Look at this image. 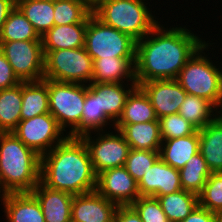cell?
<instances>
[{
  "instance_id": "obj_38",
  "label": "cell",
  "mask_w": 222,
  "mask_h": 222,
  "mask_svg": "<svg viewBox=\"0 0 222 222\" xmlns=\"http://www.w3.org/2000/svg\"><path fill=\"white\" fill-rule=\"evenodd\" d=\"M21 83L13 72L12 66L0 50V90L14 87Z\"/></svg>"
},
{
  "instance_id": "obj_9",
  "label": "cell",
  "mask_w": 222,
  "mask_h": 222,
  "mask_svg": "<svg viewBox=\"0 0 222 222\" xmlns=\"http://www.w3.org/2000/svg\"><path fill=\"white\" fill-rule=\"evenodd\" d=\"M114 131L115 133L105 130L90 132L81 136L88 148L96 174L125 165L130 146L119 130L114 129Z\"/></svg>"
},
{
  "instance_id": "obj_6",
  "label": "cell",
  "mask_w": 222,
  "mask_h": 222,
  "mask_svg": "<svg viewBox=\"0 0 222 222\" xmlns=\"http://www.w3.org/2000/svg\"><path fill=\"white\" fill-rule=\"evenodd\" d=\"M87 88L88 85L85 84L48 79L50 114L65 133L66 128H70L68 136L80 137V122Z\"/></svg>"
},
{
  "instance_id": "obj_35",
  "label": "cell",
  "mask_w": 222,
  "mask_h": 222,
  "mask_svg": "<svg viewBox=\"0 0 222 222\" xmlns=\"http://www.w3.org/2000/svg\"><path fill=\"white\" fill-rule=\"evenodd\" d=\"M159 158V151L136 150L130 148L125 169L128 173L139 182L154 162Z\"/></svg>"
},
{
  "instance_id": "obj_29",
  "label": "cell",
  "mask_w": 222,
  "mask_h": 222,
  "mask_svg": "<svg viewBox=\"0 0 222 222\" xmlns=\"http://www.w3.org/2000/svg\"><path fill=\"white\" fill-rule=\"evenodd\" d=\"M178 113L197 130L204 128L219 115L218 109L210 101L189 94L186 95Z\"/></svg>"
},
{
  "instance_id": "obj_30",
  "label": "cell",
  "mask_w": 222,
  "mask_h": 222,
  "mask_svg": "<svg viewBox=\"0 0 222 222\" xmlns=\"http://www.w3.org/2000/svg\"><path fill=\"white\" fill-rule=\"evenodd\" d=\"M113 123L104 113H99L98 90L88 84L80 122V137L90 132L104 131L107 125Z\"/></svg>"
},
{
  "instance_id": "obj_7",
  "label": "cell",
  "mask_w": 222,
  "mask_h": 222,
  "mask_svg": "<svg viewBox=\"0 0 222 222\" xmlns=\"http://www.w3.org/2000/svg\"><path fill=\"white\" fill-rule=\"evenodd\" d=\"M44 79L59 82L91 84L93 59L85 47L43 50Z\"/></svg>"
},
{
  "instance_id": "obj_24",
  "label": "cell",
  "mask_w": 222,
  "mask_h": 222,
  "mask_svg": "<svg viewBox=\"0 0 222 222\" xmlns=\"http://www.w3.org/2000/svg\"><path fill=\"white\" fill-rule=\"evenodd\" d=\"M50 113L48 79L22 82L21 120Z\"/></svg>"
},
{
  "instance_id": "obj_10",
  "label": "cell",
  "mask_w": 222,
  "mask_h": 222,
  "mask_svg": "<svg viewBox=\"0 0 222 222\" xmlns=\"http://www.w3.org/2000/svg\"><path fill=\"white\" fill-rule=\"evenodd\" d=\"M0 50L21 82L44 79L42 40L0 41Z\"/></svg>"
},
{
  "instance_id": "obj_1",
  "label": "cell",
  "mask_w": 222,
  "mask_h": 222,
  "mask_svg": "<svg viewBox=\"0 0 222 222\" xmlns=\"http://www.w3.org/2000/svg\"><path fill=\"white\" fill-rule=\"evenodd\" d=\"M158 24L136 42L135 80L176 79L192 55L206 43L186 26Z\"/></svg>"
},
{
  "instance_id": "obj_40",
  "label": "cell",
  "mask_w": 222,
  "mask_h": 222,
  "mask_svg": "<svg viewBox=\"0 0 222 222\" xmlns=\"http://www.w3.org/2000/svg\"><path fill=\"white\" fill-rule=\"evenodd\" d=\"M114 222H142L139 214L136 210L131 206H118L115 216Z\"/></svg>"
},
{
  "instance_id": "obj_31",
  "label": "cell",
  "mask_w": 222,
  "mask_h": 222,
  "mask_svg": "<svg viewBox=\"0 0 222 222\" xmlns=\"http://www.w3.org/2000/svg\"><path fill=\"white\" fill-rule=\"evenodd\" d=\"M182 189L199 195L211 175L206 161L200 152L192 156L179 170Z\"/></svg>"
},
{
  "instance_id": "obj_2",
  "label": "cell",
  "mask_w": 222,
  "mask_h": 222,
  "mask_svg": "<svg viewBox=\"0 0 222 222\" xmlns=\"http://www.w3.org/2000/svg\"><path fill=\"white\" fill-rule=\"evenodd\" d=\"M40 181L48 188L72 195L95 191L97 174L81 137L67 136L41 156Z\"/></svg>"
},
{
  "instance_id": "obj_20",
  "label": "cell",
  "mask_w": 222,
  "mask_h": 222,
  "mask_svg": "<svg viewBox=\"0 0 222 222\" xmlns=\"http://www.w3.org/2000/svg\"><path fill=\"white\" fill-rule=\"evenodd\" d=\"M2 205L7 222H45L39 201L31 192L9 193Z\"/></svg>"
},
{
  "instance_id": "obj_5",
  "label": "cell",
  "mask_w": 222,
  "mask_h": 222,
  "mask_svg": "<svg viewBox=\"0 0 222 222\" xmlns=\"http://www.w3.org/2000/svg\"><path fill=\"white\" fill-rule=\"evenodd\" d=\"M208 42L186 62L176 80L187 94L205 98L219 110L222 107V67L205 54L214 44Z\"/></svg>"
},
{
  "instance_id": "obj_28",
  "label": "cell",
  "mask_w": 222,
  "mask_h": 222,
  "mask_svg": "<svg viewBox=\"0 0 222 222\" xmlns=\"http://www.w3.org/2000/svg\"><path fill=\"white\" fill-rule=\"evenodd\" d=\"M156 198L170 222L184 220L199 205L198 195L183 189Z\"/></svg>"
},
{
  "instance_id": "obj_21",
  "label": "cell",
  "mask_w": 222,
  "mask_h": 222,
  "mask_svg": "<svg viewBox=\"0 0 222 222\" xmlns=\"http://www.w3.org/2000/svg\"><path fill=\"white\" fill-rule=\"evenodd\" d=\"M199 130L194 134L163 140L159 150V157L176 170L182 169L188 160L199 152Z\"/></svg>"
},
{
  "instance_id": "obj_12",
  "label": "cell",
  "mask_w": 222,
  "mask_h": 222,
  "mask_svg": "<svg viewBox=\"0 0 222 222\" xmlns=\"http://www.w3.org/2000/svg\"><path fill=\"white\" fill-rule=\"evenodd\" d=\"M95 190L118 206L131 205L140 197L138 182L124 166L108 169L97 174Z\"/></svg>"
},
{
  "instance_id": "obj_34",
  "label": "cell",
  "mask_w": 222,
  "mask_h": 222,
  "mask_svg": "<svg viewBox=\"0 0 222 222\" xmlns=\"http://www.w3.org/2000/svg\"><path fill=\"white\" fill-rule=\"evenodd\" d=\"M199 206L218 214L222 210V172L211 173L201 193Z\"/></svg>"
},
{
  "instance_id": "obj_13",
  "label": "cell",
  "mask_w": 222,
  "mask_h": 222,
  "mask_svg": "<svg viewBox=\"0 0 222 222\" xmlns=\"http://www.w3.org/2000/svg\"><path fill=\"white\" fill-rule=\"evenodd\" d=\"M147 95L158 119L178 113L186 98V91L176 79H157L137 83Z\"/></svg>"
},
{
  "instance_id": "obj_32",
  "label": "cell",
  "mask_w": 222,
  "mask_h": 222,
  "mask_svg": "<svg viewBox=\"0 0 222 222\" xmlns=\"http://www.w3.org/2000/svg\"><path fill=\"white\" fill-rule=\"evenodd\" d=\"M92 13L89 0H54V25L88 22Z\"/></svg>"
},
{
  "instance_id": "obj_23",
  "label": "cell",
  "mask_w": 222,
  "mask_h": 222,
  "mask_svg": "<svg viewBox=\"0 0 222 222\" xmlns=\"http://www.w3.org/2000/svg\"><path fill=\"white\" fill-rule=\"evenodd\" d=\"M87 22L54 25L42 37L43 50L74 49L85 47Z\"/></svg>"
},
{
  "instance_id": "obj_27",
  "label": "cell",
  "mask_w": 222,
  "mask_h": 222,
  "mask_svg": "<svg viewBox=\"0 0 222 222\" xmlns=\"http://www.w3.org/2000/svg\"><path fill=\"white\" fill-rule=\"evenodd\" d=\"M22 82L0 90V133L13 132L21 121Z\"/></svg>"
},
{
  "instance_id": "obj_25",
  "label": "cell",
  "mask_w": 222,
  "mask_h": 222,
  "mask_svg": "<svg viewBox=\"0 0 222 222\" xmlns=\"http://www.w3.org/2000/svg\"><path fill=\"white\" fill-rule=\"evenodd\" d=\"M157 119L149 98L139 86H136L128 95L122 114L115 124L144 123Z\"/></svg>"
},
{
  "instance_id": "obj_8",
  "label": "cell",
  "mask_w": 222,
  "mask_h": 222,
  "mask_svg": "<svg viewBox=\"0 0 222 222\" xmlns=\"http://www.w3.org/2000/svg\"><path fill=\"white\" fill-rule=\"evenodd\" d=\"M85 48L93 60L104 57L135 58L136 41L104 24L92 13L85 31Z\"/></svg>"
},
{
  "instance_id": "obj_16",
  "label": "cell",
  "mask_w": 222,
  "mask_h": 222,
  "mask_svg": "<svg viewBox=\"0 0 222 222\" xmlns=\"http://www.w3.org/2000/svg\"><path fill=\"white\" fill-rule=\"evenodd\" d=\"M31 193L39 201L45 222L71 221V205L74 195L48 188L41 181Z\"/></svg>"
},
{
  "instance_id": "obj_41",
  "label": "cell",
  "mask_w": 222,
  "mask_h": 222,
  "mask_svg": "<svg viewBox=\"0 0 222 222\" xmlns=\"http://www.w3.org/2000/svg\"><path fill=\"white\" fill-rule=\"evenodd\" d=\"M15 6L16 0H0V34L9 13L15 8Z\"/></svg>"
},
{
  "instance_id": "obj_44",
  "label": "cell",
  "mask_w": 222,
  "mask_h": 222,
  "mask_svg": "<svg viewBox=\"0 0 222 222\" xmlns=\"http://www.w3.org/2000/svg\"><path fill=\"white\" fill-rule=\"evenodd\" d=\"M219 115L222 117V107H221V109L219 110Z\"/></svg>"
},
{
  "instance_id": "obj_15",
  "label": "cell",
  "mask_w": 222,
  "mask_h": 222,
  "mask_svg": "<svg viewBox=\"0 0 222 222\" xmlns=\"http://www.w3.org/2000/svg\"><path fill=\"white\" fill-rule=\"evenodd\" d=\"M140 196H161L182 190L179 170L166 164L160 157L138 182Z\"/></svg>"
},
{
  "instance_id": "obj_39",
  "label": "cell",
  "mask_w": 222,
  "mask_h": 222,
  "mask_svg": "<svg viewBox=\"0 0 222 222\" xmlns=\"http://www.w3.org/2000/svg\"><path fill=\"white\" fill-rule=\"evenodd\" d=\"M180 222H218V220L217 214L198 205L190 215Z\"/></svg>"
},
{
  "instance_id": "obj_17",
  "label": "cell",
  "mask_w": 222,
  "mask_h": 222,
  "mask_svg": "<svg viewBox=\"0 0 222 222\" xmlns=\"http://www.w3.org/2000/svg\"><path fill=\"white\" fill-rule=\"evenodd\" d=\"M136 83L135 58H101L93 60L91 83Z\"/></svg>"
},
{
  "instance_id": "obj_14",
  "label": "cell",
  "mask_w": 222,
  "mask_h": 222,
  "mask_svg": "<svg viewBox=\"0 0 222 222\" xmlns=\"http://www.w3.org/2000/svg\"><path fill=\"white\" fill-rule=\"evenodd\" d=\"M118 205L101 196L96 190L74 195L71 205L73 222H114Z\"/></svg>"
},
{
  "instance_id": "obj_11",
  "label": "cell",
  "mask_w": 222,
  "mask_h": 222,
  "mask_svg": "<svg viewBox=\"0 0 222 222\" xmlns=\"http://www.w3.org/2000/svg\"><path fill=\"white\" fill-rule=\"evenodd\" d=\"M13 133L39 156L51 151L68 136L50 113L21 120Z\"/></svg>"
},
{
  "instance_id": "obj_26",
  "label": "cell",
  "mask_w": 222,
  "mask_h": 222,
  "mask_svg": "<svg viewBox=\"0 0 222 222\" xmlns=\"http://www.w3.org/2000/svg\"><path fill=\"white\" fill-rule=\"evenodd\" d=\"M16 7L40 37L54 26V0H17Z\"/></svg>"
},
{
  "instance_id": "obj_36",
  "label": "cell",
  "mask_w": 222,
  "mask_h": 222,
  "mask_svg": "<svg viewBox=\"0 0 222 222\" xmlns=\"http://www.w3.org/2000/svg\"><path fill=\"white\" fill-rule=\"evenodd\" d=\"M162 140L185 137L194 134L197 129L179 113L159 119Z\"/></svg>"
},
{
  "instance_id": "obj_42",
  "label": "cell",
  "mask_w": 222,
  "mask_h": 222,
  "mask_svg": "<svg viewBox=\"0 0 222 222\" xmlns=\"http://www.w3.org/2000/svg\"><path fill=\"white\" fill-rule=\"evenodd\" d=\"M0 193H1L0 194L1 203H3L7 199L8 195H9V192L4 187V185H3L2 181H1V178H0Z\"/></svg>"
},
{
  "instance_id": "obj_4",
  "label": "cell",
  "mask_w": 222,
  "mask_h": 222,
  "mask_svg": "<svg viewBox=\"0 0 222 222\" xmlns=\"http://www.w3.org/2000/svg\"><path fill=\"white\" fill-rule=\"evenodd\" d=\"M145 1L96 0L92 4V12L104 24L129 35L137 42L160 23Z\"/></svg>"
},
{
  "instance_id": "obj_45",
  "label": "cell",
  "mask_w": 222,
  "mask_h": 222,
  "mask_svg": "<svg viewBox=\"0 0 222 222\" xmlns=\"http://www.w3.org/2000/svg\"><path fill=\"white\" fill-rule=\"evenodd\" d=\"M92 4L96 1V0H89Z\"/></svg>"
},
{
  "instance_id": "obj_43",
  "label": "cell",
  "mask_w": 222,
  "mask_h": 222,
  "mask_svg": "<svg viewBox=\"0 0 222 222\" xmlns=\"http://www.w3.org/2000/svg\"><path fill=\"white\" fill-rule=\"evenodd\" d=\"M218 222H222V210L217 214Z\"/></svg>"
},
{
  "instance_id": "obj_19",
  "label": "cell",
  "mask_w": 222,
  "mask_h": 222,
  "mask_svg": "<svg viewBox=\"0 0 222 222\" xmlns=\"http://www.w3.org/2000/svg\"><path fill=\"white\" fill-rule=\"evenodd\" d=\"M91 84L98 90L99 113H104L113 122L111 126L114 127L122 114L128 95L137 86V83Z\"/></svg>"
},
{
  "instance_id": "obj_33",
  "label": "cell",
  "mask_w": 222,
  "mask_h": 222,
  "mask_svg": "<svg viewBox=\"0 0 222 222\" xmlns=\"http://www.w3.org/2000/svg\"><path fill=\"white\" fill-rule=\"evenodd\" d=\"M42 40L33 25L15 6L2 28L0 41Z\"/></svg>"
},
{
  "instance_id": "obj_22",
  "label": "cell",
  "mask_w": 222,
  "mask_h": 222,
  "mask_svg": "<svg viewBox=\"0 0 222 222\" xmlns=\"http://www.w3.org/2000/svg\"><path fill=\"white\" fill-rule=\"evenodd\" d=\"M199 152L211 173L222 172V117L218 115L212 122L199 130Z\"/></svg>"
},
{
  "instance_id": "obj_18",
  "label": "cell",
  "mask_w": 222,
  "mask_h": 222,
  "mask_svg": "<svg viewBox=\"0 0 222 222\" xmlns=\"http://www.w3.org/2000/svg\"><path fill=\"white\" fill-rule=\"evenodd\" d=\"M125 137L130 148L136 150L159 151L162 143L159 119L134 124H114Z\"/></svg>"
},
{
  "instance_id": "obj_3",
  "label": "cell",
  "mask_w": 222,
  "mask_h": 222,
  "mask_svg": "<svg viewBox=\"0 0 222 222\" xmlns=\"http://www.w3.org/2000/svg\"><path fill=\"white\" fill-rule=\"evenodd\" d=\"M41 156L13 132L0 133V178L9 193L31 192L40 182Z\"/></svg>"
},
{
  "instance_id": "obj_37",
  "label": "cell",
  "mask_w": 222,
  "mask_h": 222,
  "mask_svg": "<svg viewBox=\"0 0 222 222\" xmlns=\"http://www.w3.org/2000/svg\"><path fill=\"white\" fill-rule=\"evenodd\" d=\"M131 206L139 214L142 222H170L156 197L140 196Z\"/></svg>"
}]
</instances>
